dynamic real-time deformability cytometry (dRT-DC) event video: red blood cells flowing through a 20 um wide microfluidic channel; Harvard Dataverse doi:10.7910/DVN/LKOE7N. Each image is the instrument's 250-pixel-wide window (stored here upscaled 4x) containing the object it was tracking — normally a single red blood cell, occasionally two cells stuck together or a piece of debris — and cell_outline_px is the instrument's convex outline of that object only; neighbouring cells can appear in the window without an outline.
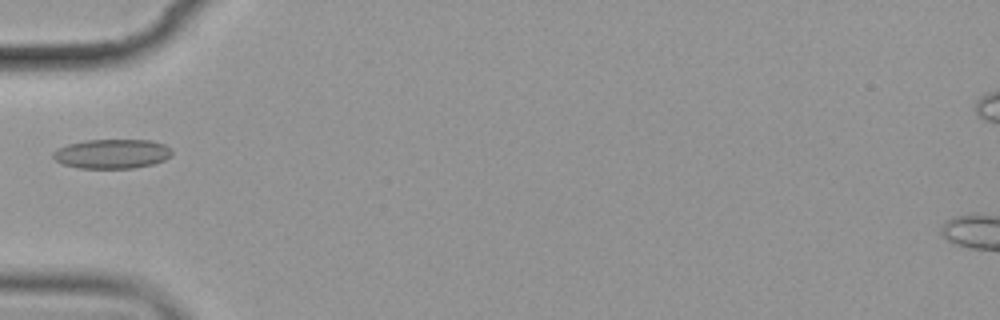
{"species": "common noctule bat (a hibernating species)", "species_latin": "Nyctalus noctula", "temperature_condition": "cold", "stored_images_in_passage": 5, "camera_frame_rate_fps": 3000, "um_per_image_px": 0.085, "animal": {"sex": "female", "body_mass_g": 19.9}, "frame": {"image": 1, "passage_image": 5, "time_ms": 5.333, "image_size_px": [1000, 320], "cell_outline_px": [[172, 156], [164, 160], [152, 164], [132, 168], [80, 168], [64, 164], [56, 160], [52, 156], [52, 152], [68, 144], [88, 140], [152, 140], [164, 144], [172, 148]], "centroid_in_image_um": [9.56, 13.07], "position_along_channel_um": 75.4, "area_um2": 20.29}}